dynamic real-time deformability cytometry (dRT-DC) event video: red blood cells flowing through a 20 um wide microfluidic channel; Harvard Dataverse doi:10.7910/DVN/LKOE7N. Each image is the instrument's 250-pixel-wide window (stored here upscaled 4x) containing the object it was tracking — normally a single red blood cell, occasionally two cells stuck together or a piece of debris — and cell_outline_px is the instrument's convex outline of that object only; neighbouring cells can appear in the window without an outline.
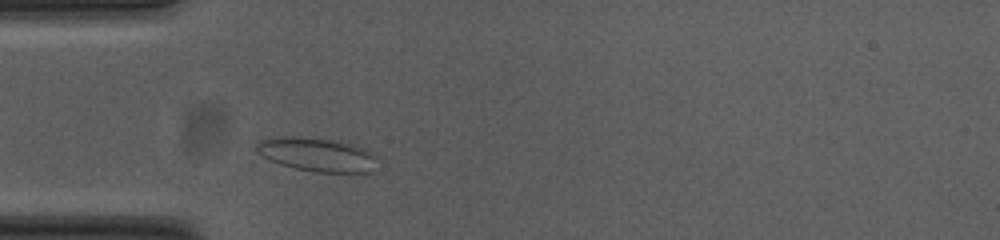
{"species": "common noctule bat (a hibernating species)", "species_latin": "Nyctalus noctula", "temperature_condition": "cold", "stored_images_in_passage": 33, "camera_frame_rate_fps": 3000, "um_per_image_px": 0.085, "animal": {"sex": "female", "body_mass_g": 23.0, "forearm_length_mm": 53.4}, "frame": {"image": 1, "passage_image": 5, "time_ms": 1.333, "image_size_px": [1000, 240], "cell_outline_px": [[376, 156], [368, 172], [316, 172], [296, 168], [280, 164], [264, 156], [256, 148], [256, 144], [264, 140], [292, 136], [328, 140], [360, 148], [372, 152]], "centroid_in_image_um": [26.91, 13.16], "position_along_channel_um": 58.1, "area_um2": 22.37}}
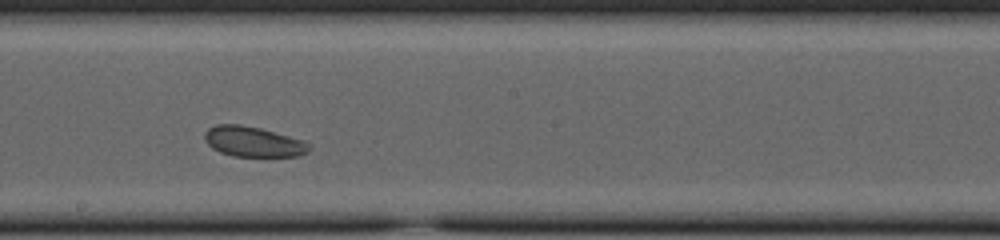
{"frame": {"image": 2, "passage_image": 19, "time_ms": 6.0, "image_size_px": [1000, 240], "cell_outline_px": [[312, 148], [308, 152], [300, 156], [232, 156], [220, 152], [212, 148], [204, 140], [204, 132], [208, 128], [216, 124], [240, 124], [260, 128], [304, 140], [312, 144]], "centroid_in_image_um": [21.54, 12.04], "position_along_channel_um": 226.7, "area_um2": 18.67}}
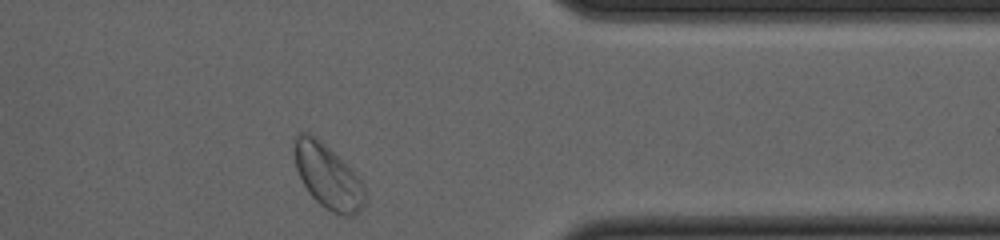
{"frame": {"image": 3, "passage_image": 33, "time_ms": 10.667, "image_size_px": [1000, 240], "cell_outline_px": [[364, 208], [352, 216], [340, 216], [332, 212], [320, 204], [312, 196], [304, 184], [296, 168], [296, 136], [304, 132], [308, 132], [316, 136], [360, 180], [364, 188]], "centroid_in_image_um": [27.88, 15.05], "position_along_channel_um": 383.5, "area_um2": 25.37}}